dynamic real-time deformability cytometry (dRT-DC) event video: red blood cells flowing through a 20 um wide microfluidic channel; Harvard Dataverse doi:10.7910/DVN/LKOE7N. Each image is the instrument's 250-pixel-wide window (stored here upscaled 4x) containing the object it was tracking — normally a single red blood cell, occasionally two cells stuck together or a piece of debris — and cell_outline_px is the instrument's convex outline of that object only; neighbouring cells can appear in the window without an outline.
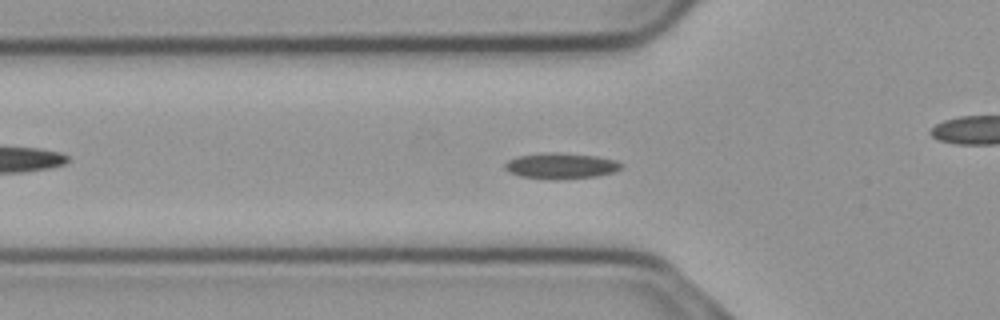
{"species": "common noctule bat (a hibernating species)", "species_latin": "Nyctalus noctula", "temperature_condition": "cold", "stored_images_in_passage": 53, "camera_frame_rate_fps": 3000, "um_per_image_px": 0.085, "animal": {"sex": "male", "body_mass_g": 23.1, "forearm_length_mm": 52.7}, "frame": {"image": 1, "passage_image": 15, "time_ms": 4.667, "image_size_px": [1000, 320], "cell_outline_px": [[624, 164], [616, 172], [596, 176], [556, 180], [552, 180], [520, 176], [508, 172], [504, 168], [504, 164], [508, 160], [520, 156], [552, 152], [596, 156], [616, 160]], "centroid_in_image_um": [47.69, 14.11], "position_along_channel_um": 78.1, "area_um2": 17.51}}
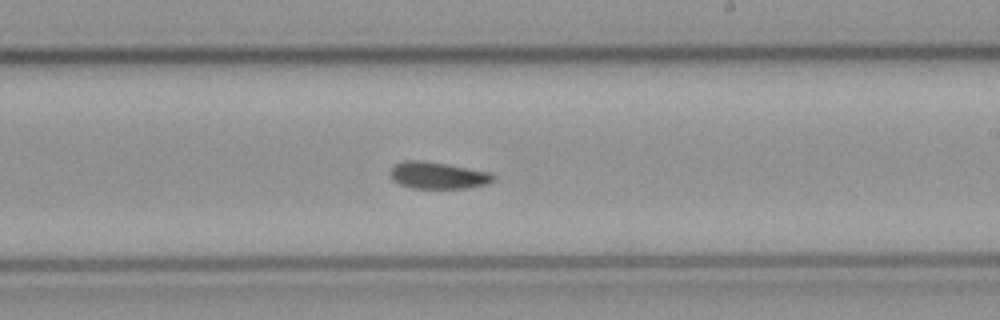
{"frame": {"image": 2, "passage_image": 29, "time_ms": 9.333, "image_size_px": [1000, 320], "cell_outline_px": [[496, 180], [488, 184], [468, 188], [412, 188], [400, 184], [392, 180], [388, 172], [396, 164], [404, 160], [424, 160], [448, 164], [492, 172], [496, 176]], "centroid_in_image_um": [37.26, 14.9], "position_along_channel_um": 251.7, "area_um2": 16.47}}
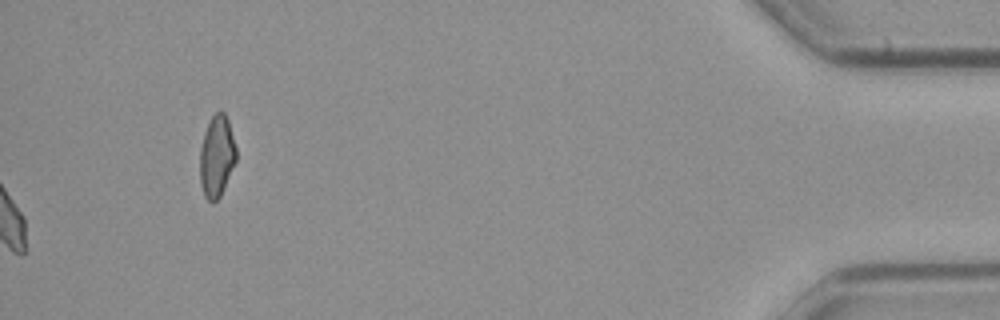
{"frame": {"image": 3, "passage_image": 53, "time_ms": 17.333, "image_size_px": [1000, 320], "cell_outline_px": [[236, 160], [220, 196], [216, 200], [208, 200], [204, 196], [200, 184], [200, 148], [204, 132], [212, 116], [216, 112], [224, 112], [228, 120], [236, 148]], "centroid_in_image_um": [18.41, 13.28], "position_along_channel_um": 416.8, "area_um2": 16.99}, "authors_computed_cell_mechanics": {"area_um2": 16.1262, "velocity_mm_per_s": 3.6986, "shape_relaxation_time_tau1_ms": 10.1895, "shape_relaxation_time_tau2_ms": null, "deformation_change_tau1": 0.1426, "deformation_change_tau2": null}}